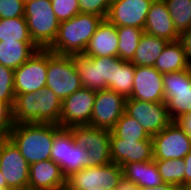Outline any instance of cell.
Masks as SVG:
<instances>
[{
    "instance_id": "cell-28",
    "label": "cell",
    "mask_w": 191,
    "mask_h": 190,
    "mask_svg": "<svg viewBox=\"0 0 191 190\" xmlns=\"http://www.w3.org/2000/svg\"><path fill=\"white\" fill-rule=\"evenodd\" d=\"M164 183L174 185L179 190L185 188V161L180 159L154 160Z\"/></svg>"
},
{
    "instance_id": "cell-19",
    "label": "cell",
    "mask_w": 191,
    "mask_h": 190,
    "mask_svg": "<svg viewBox=\"0 0 191 190\" xmlns=\"http://www.w3.org/2000/svg\"><path fill=\"white\" fill-rule=\"evenodd\" d=\"M66 177L51 159L29 166L28 190H65Z\"/></svg>"
},
{
    "instance_id": "cell-2",
    "label": "cell",
    "mask_w": 191,
    "mask_h": 190,
    "mask_svg": "<svg viewBox=\"0 0 191 190\" xmlns=\"http://www.w3.org/2000/svg\"><path fill=\"white\" fill-rule=\"evenodd\" d=\"M102 20L95 14L78 13L59 22L56 39L48 49L59 55L83 54Z\"/></svg>"
},
{
    "instance_id": "cell-15",
    "label": "cell",
    "mask_w": 191,
    "mask_h": 190,
    "mask_svg": "<svg viewBox=\"0 0 191 190\" xmlns=\"http://www.w3.org/2000/svg\"><path fill=\"white\" fill-rule=\"evenodd\" d=\"M96 91L81 87L62 101L60 127L89 125Z\"/></svg>"
},
{
    "instance_id": "cell-7",
    "label": "cell",
    "mask_w": 191,
    "mask_h": 190,
    "mask_svg": "<svg viewBox=\"0 0 191 190\" xmlns=\"http://www.w3.org/2000/svg\"><path fill=\"white\" fill-rule=\"evenodd\" d=\"M123 180L122 167L116 163L89 166L66 178L65 190H116Z\"/></svg>"
},
{
    "instance_id": "cell-6",
    "label": "cell",
    "mask_w": 191,
    "mask_h": 190,
    "mask_svg": "<svg viewBox=\"0 0 191 190\" xmlns=\"http://www.w3.org/2000/svg\"><path fill=\"white\" fill-rule=\"evenodd\" d=\"M82 86L71 55H59L48 49L46 88L63 101Z\"/></svg>"
},
{
    "instance_id": "cell-20",
    "label": "cell",
    "mask_w": 191,
    "mask_h": 190,
    "mask_svg": "<svg viewBox=\"0 0 191 190\" xmlns=\"http://www.w3.org/2000/svg\"><path fill=\"white\" fill-rule=\"evenodd\" d=\"M143 30L168 42L179 40V33L164 0H153Z\"/></svg>"
},
{
    "instance_id": "cell-9",
    "label": "cell",
    "mask_w": 191,
    "mask_h": 190,
    "mask_svg": "<svg viewBox=\"0 0 191 190\" xmlns=\"http://www.w3.org/2000/svg\"><path fill=\"white\" fill-rule=\"evenodd\" d=\"M48 49H38L26 62L14 70L16 95L36 92L46 87Z\"/></svg>"
},
{
    "instance_id": "cell-21",
    "label": "cell",
    "mask_w": 191,
    "mask_h": 190,
    "mask_svg": "<svg viewBox=\"0 0 191 190\" xmlns=\"http://www.w3.org/2000/svg\"><path fill=\"white\" fill-rule=\"evenodd\" d=\"M118 45L116 26L103 19L83 54L87 57H118Z\"/></svg>"
},
{
    "instance_id": "cell-16",
    "label": "cell",
    "mask_w": 191,
    "mask_h": 190,
    "mask_svg": "<svg viewBox=\"0 0 191 190\" xmlns=\"http://www.w3.org/2000/svg\"><path fill=\"white\" fill-rule=\"evenodd\" d=\"M163 76L155 67L135 66L131 96L148 102H164Z\"/></svg>"
},
{
    "instance_id": "cell-34",
    "label": "cell",
    "mask_w": 191,
    "mask_h": 190,
    "mask_svg": "<svg viewBox=\"0 0 191 190\" xmlns=\"http://www.w3.org/2000/svg\"><path fill=\"white\" fill-rule=\"evenodd\" d=\"M14 70L0 64V101L14 105Z\"/></svg>"
},
{
    "instance_id": "cell-3",
    "label": "cell",
    "mask_w": 191,
    "mask_h": 190,
    "mask_svg": "<svg viewBox=\"0 0 191 190\" xmlns=\"http://www.w3.org/2000/svg\"><path fill=\"white\" fill-rule=\"evenodd\" d=\"M7 136L19 148L20 153L29 165L50 159L54 138V124H14Z\"/></svg>"
},
{
    "instance_id": "cell-48",
    "label": "cell",
    "mask_w": 191,
    "mask_h": 190,
    "mask_svg": "<svg viewBox=\"0 0 191 190\" xmlns=\"http://www.w3.org/2000/svg\"><path fill=\"white\" fill-rule=\"evenodd\" d=\"M93 190H105L104 188H100V189H93Z\"/></svg>"
},
{
    "instance_id": "cell-31",
    "label": "cell",
    "mask_w": 191,
    "mask_h": 190,
    "mask_svg": "<svg viewBox=\"0 0 191 190\" xmlns=\"http://www.w3.org/2000/svg\"><path fill=\"white\" fill-rule=\"evenodd\" d=\"M135 66L132 62L123 61L118 57L115 82L108 88L121 94L126 99L131 96L134 81Z\"/></svg>"
},
{
    "instance_id": "cell-45",
    "label": "cell",
    "mask_w": 191,
    "mask_h": 190,
    "mask_svg": "<svg viewBox=\"0 0 191 190\" xmlns=\"http://www.w3.org/2000/svg\"><path fill=\"white\" fill-rule=\"evenodd\" d=\"M7 137V135L0 129V143Z\"/></svg>"
},
{
    "instance_id": "cell-44",
    "label": "cell",
    "mask_w": 191,
    "mask_h": 190,
    "mask_svg": "<svg viewBox=\"0 0 191 190\" xmlns=\"http://www.w3.org/2000/svg\"><path fill=\"white\" fill-rule=\"evenodd\" d=\"M0 187H7V183H6V180L0 170Z\"/></svg>"
},
{
    "instance_id": "cell-32",
    "label": "cell",
    "mask_w": 191,
    "mask_h": 190,
    "mask_svg": "<svg viewBox=\"0 0 191 190\" xmlns=\"http://www.w3.org/2000/svg\"><path fill=\"white\" fill-rule=\"evenodd\" d=\"M175 29L180 34L191 28V0H164Z\"/></svg>"
},
{
    "instance_id": "cell-24",
    "label": "cell",
    "mask_w": 191,
    "mask_h": 190,
    "mask_svg": "<svg viewBox=\"0 0 191 190\" xmlns=\"http://www.w3.org/2000/svg\"><path fill=\"white\" fill-rule=\"evenodd\" d=\"M154 67L162 74L183 71L191 68V62L179 40L171 41L163 48Z\"/></svg>"
},
{
    "instance_id": "cell-27",
    "label": "cell",
    "mask_w": 191,
    "mask_h": 190,
    "mask_svg": "<svg viewBox=\"0 0 191 190\" xmlns=\"http://www.w3.org/2000/svg\"><path fill=\"white\" fill-rule=\"evenodd\" d=\"M116 28L119 38L118 57L123 61L131 62L144 30L129 26H118Z\"/></svg>"
},
{
    "instance_id": "cell-43",
    "label": "cell",
    "mask_w": 191,
    "mask_h": 190,
    "mask_svg": "<svg viewBox=\"0 0 191 190\" xmlns=\"http://www.w3.org/2000/svg\"><path fill=\"white\" fill-rule=\"evenodd\" d=\"M116 190H138V187L132 182L123 179Z\"/></svg>"
},
{
    "instance_id": "cell-38",
    "label": "cell",
    "mask_w": 191,
    "mask_h": 190,
    "mask_svg": "<svg viewBox=\"0 0 191 190\" xmlns=\"http://www.w3.org/2000/svg\"><path fill=\"white\" fill-rule=\"evenodd\" d=\"M13 125L12 108L0 101V129L7 135Z\"/></svg>"
},
{
    "instance_id": "cell-46",
    "label": "cell",
    "mask_w": 191,
    "mask_h": 190,
    "mask_svg": "<svg viewBox=\"0 0 191 190\" xmlns=\"http://www.w3.org/2000/svg\"><path fill=\"white\" fill-rule=\"evenodd\" d=\"M0 190H15V189L7 186V187H0Z\"/></svg>"
},
{
    "instance_id": "cell-47",
    "label": "cell",
    "mask_w": 191,
    "mask_h": 190,
    "mask_svg": "<svg viewBox=\"0 0 191 190\" xmlns=\"http://www.w3.org/2000/svg\"><path fill=\"white\" fill-rule=\"evenodd\" d=\"M183 190H191V184L187 185Z\"/></svg>"
},
{
    "instance_id": "cell-25",
    "label": "cell",
    "mask_w": 191,
    "mask_h": 190,
    "mask_svg": "<svg viewBox=\"0 0 191 190\" xmlns=\"http://www.w3.org/2000/svg\"><path fill=\"white\" fill-rule=\"evenodd\" d=\"M167 43L168 41L162 38L144 32L131 62L134 66L154 67Z\"/></svg>"
},
{
    "instance_id": "cell-33",
    "label": "cell",
    "mask_w": 191,
    "mask_h": 190,
    "mask_svg": "<svg viewBox=\"0 0 191 190\" xmlns=\"http://www.w3.org/2000/svg\"><path fill=\"white\" fill-rule=\"evenodd\" d=\"M94 63H99L100 90H107L115 82L118 57H89Z\"/></svg>"
},
{
    "instance_id": "cell-12",
    "label": "cell",
    "mask_w": 191,
    "mask_h": 190,
    "mask_svg": "<svg viewBox=\"0 0 191 190\" xmlns=\"http://www.w3.org/2000/svg\"><path fill=\"white\" fill-rule=\"evenodd\" d=\"M29 166L19 148L7 136L0 143V170L7 186L15 190H28Z\"/></svg>"
},
{
    "instance_id": "cell-13",
    "label": "cell",
    "mask_w": 191,
    "mask_h": 190,
    "mask_svg": "<svg viewBox=\"0 0 191 190\" xmlns=\"http://www.w3.org/2000/svg\"><path fill=\"white\" fill-rule=\"evenodd\" d=\"M125 112L135 118L151 137L172 122L165 102L126 99Z\"/></svg>"
},
{
    "instance_id": "cell-8",
    "label": "cell",
    "mask_w": 191,
    "mask_h": 190,
    "mask_svg": "<svg viewBox=\"0 0 191 190\" xmlns=\"http://www.w3.org/2000/svg\"><path fill=\"white\" fill-rule=\"evenodd\" d=\"M164 102L172 121L191 113V68L164 74Z\"/></svg>"
},
{
    "instance_id": "cell-35",
    "label": "cell",
    "mask_w": 191,
    "mask_h": 190,
    "mask_svg": "<svg viewBox=\"0 0 191 190\" xmlns=\"http://www.w3.org/2000/svg\"><path fill=\"white\" fill-rule=\"evenodd\" d=\"M51 4L59 22L69 20L80 13L78 0H51Z\"/></svg>"
},
{
    "instance_id": "cell-4",
    "label": "cell",
    "mask_w": 191,
    "mask_h": 190,
    "mask_svg": "<svg viewBox=\"0 0 191 190\" xmlns=\"http://www.w3.org/2000/svg\"><path fill=\"white\" fill-rule=\"evenodd\" d=\"M24 17L34 44L39 49H48L56 39L59 21L51 0H31L25 3Z\"/></svg>"
},
{
    "instance_id": "cell-36",
    "label": "cell",
    "mask_w": 191,
    "mask_h": 190,
    "mask_svg": "<svg viewBox=\"0 0 191 190\" xmlns=\"http://www.w3.org/2000/svg\"><path fill=\"white\" fill-rule=\"evenodd\" d=\"M80 13L95 14L103 19L107 18L110 0H78Z\"/></svg>"
},
{
    "instance_id": "cell-37",
    "label": "cell",
    "mask_w": 191,
    "mask_h": 190,
    "mask_svg": "<svg viewBox=\"0 0 191 190\" xmlns=\"http://www.w3.org/2000/svg\"><path fill=\"white\" fill-rule=\"evenodd\" d=\"M23 0H0V19L24 17Z\"/></svg>"
},
{
    "instance_id": "cell-23",
    "label": "cell",
    "mask_w": 191,
    "mask_h": 190,
    "mask_svg": "<svg viewBox=\"0 0 191 190\" xmlns=\"http://www.w3.org/2000/svg\"><path fill=\"white\" fill-rule=\"evenodd\" d=\"M38 49L33 41H0V64L15 70Z\"/></svg>"
},
{
    "instance_id": "cell-39",
    "label": "cell",
    "mask_w": 191,
    "mask_h": 190,
    "mask_svg": "<svg viewBox=\"0 0 191 190\" xmlns=\"http://www.w3.org/2000/svg\"><path fill=\"white\" fill-rule=\"evenodd\" d=\"M179 41L186 52L187 58L191 62V28L179 34Z\"/></svg>"
},
{
    "instance_id": "cell-42",
    "label": "cell",
    "mask_w": 191,
    "mask_h": 190,
    "mask_svg": "<svg viewBox=\"0 0 191 190\" xmlns=\"http://www.w3.org/2000/svg\"><path fill=\"white\" fill-rule=\"evenodd\" d=\"M138 190H179V189L174 185L168 183H162L156 187H143V188H138Z\"/></svg>"
},
{
    "instance_id": "cell-22",
    "label": "cell",
    "mask_w": 191,
    "mask_h": 190,
    "mask_svg": "<svg viewBox=\"0 0 191 190\" xmlns=\"http://www.w3.org/2000/svg\"><path fill=\"white\" fill-rule=\"evenodd\" d=\"M123 179L132 182L138 188L156 187L164 181L161 178L156 162H131L122 166Z\"/></svg>"
},
{
    "instance_id": "cell-18",
    "label": "cell",
    "mask_w": 191,
    "mask_h": 190,
    "mask_svg": "<svg viewBox=\"0 0 191 190\" xmlns=\"http://www.w3.org/2000/svg\"><path fill=\"white\" fill-rule=\"evenodd\" d=\"M110 156L112 163L121 167L131 162L151 161L153 160V142L123 140L111 132Z\"/></svg>"
},
{
    "instance_id": "cell-30",
    "label": "cell",
    "mask_w": 191,
    "mask_h": 190,
    "mask_svg": "<svg viewBox=\"0 0 191 190\" xmlns=\"http://www.w3.org/2000/svg\"><path fill=\"white\" fill-rule=\"evenodd\" d=\"M32 41L25 17L0 19V41Z\"/></svg>"
},
{
    "instance_id": "cell-29",
    "label": "cell",
    "mask_w": 191,
    "mask_h": 190,
    "mask_svg": "<svg viewBox=\"0 0 191 190\" xmlns=\"http://www.w3.org/2000/svg\"><path fill=\"white\" fill-rule=\"evenodd\" d=\"M111 132L123 140L152 141L151 136L139 124V122L129 116L126 112L116 122Z\"/></svg>"
},
{
    "instance_id": "cell-17",
    "label": "cell",
    "mask_w": 191,
    "mask_h": 190,
    "mask_svg": "<svg viewBox=\"0 0 191 190\" xmlns=\"http://www.w3.org/2000/svg\"><path fill=\"white\" fill-rule=\"evenodd\" d=\"M153 0H116L111 2L107 20L118 26L144 28Z\"/></svg>"
},
{
    "instance_id": "cell-10",
    "label": "cell",
    "mask_w": 191,
    "mask_h": 190,
    "mask_svg": "<svg viewBox=\"0 0 191 190\" xmlns=\"http://www.w3.org/2000/svg\"><path fill=\"white\" fill-rule=\"evenodd\" d=\"M76 144L87 150L90 166H102L111 163L110 135L111 131L90 125L69 127Z\"/></svg>"
},
{
    "instance_id": "cell-41",
    "label": "cell",
    "mask_w": 191,
    "mask_h": 190,
    "mask_svg": "<svg viewBox=\"0 0 191 190\" xmlns=\"http://www.w3.org/2000/svg\"><path fill=\"white\" fill-rule=\"evenodd\" d=\"M179 125L185 130V132L191 137V113L186 114L177 120Z\"/></svg>"
},
{
    "instance_id": "cell-1",
    "label": "cell",
    "mask_w": 191,
    "mask_h": 190,
    "mask_svg": "<svg viewBox=\"0 0 191 190\" xmlns=\"http://www.w3.org/2000/svg\"><path fill=\"white\" fill-rule=\"evenodd\" d=\"M62 101L49 89L15 96L12 107L14 124L49 123L60 126Z\"/></svg>"
},
{
    "instance_id": "cell-40",
    "label": "cell",
    "mask_w": 191,
    "mask_h": 190,
    "mask_svg": "<svg viewBox=\"0 0 191 190\" xmlns=\"http://www.w3.org/2000/svg\"><path fill=\"white\" fill-rule=\"evenodd\" d=\"M185 161V187L191 184V151L183 158Z\"/></svg>"
},
{
    "instance_id": "cell-14",
    "label": "cell",
    "mask_w": 191,
    "mask_h": 190,
    "mask_svg": "<svg viewBox=\"0 0 191 190\" xmlns=\"http://www.w3.org/2000/svg\"><path fill=\"white\" fill-rule=\"evenodd\" d=\"M126 98L112 90L96 91L90 126L111 131L125 113Z\"/></svg>"
},
{
    "instance_id": "cell-5",
    "label": "cell",
    "mask_w": 191,
    "mask_h": 190,
    "mask_svg": "<svg viewBox=\"0 0 191 190\" xmlns=\"http://www.w3.org/2000/svg\"><path fill=\"white\" fill-rule=\"evenodd\" d=\"M50 159L61 168L66 178L90 166L87 150L76 144L71 130L56 124Z\"/></svg>"
},
{
    "instance_id": "cell-11",
    "label": "cell",
    "mask_w": 191,
    "mask_h": 190,
    "mask_svg": "<svg viewBox=\"0 0 191 190\" xmlns=\"http://www.w3.org/2000/svg\"><path fill=\"white\" fill-rule=\"evenodd\" d=\"M151 138L154 160L180 159L191 151V137L177 121H172Z\"/></svg>"
},
{
    "instance_id": "cell-26",
    "label": "cell",
    "mask_w": 191,
    "mask_h": 190,
    "mask_svg": "<svg viewBox=\"0 0 191 190\" xmlns=\"http://www.w3.org/2000/svg\"><path fill=\"white\" fill-rule=\"evenodd\" d=\"M83 87L100 91L99 63H94L84 54L71 55Z\"/></svg>"
}]
</instances>
